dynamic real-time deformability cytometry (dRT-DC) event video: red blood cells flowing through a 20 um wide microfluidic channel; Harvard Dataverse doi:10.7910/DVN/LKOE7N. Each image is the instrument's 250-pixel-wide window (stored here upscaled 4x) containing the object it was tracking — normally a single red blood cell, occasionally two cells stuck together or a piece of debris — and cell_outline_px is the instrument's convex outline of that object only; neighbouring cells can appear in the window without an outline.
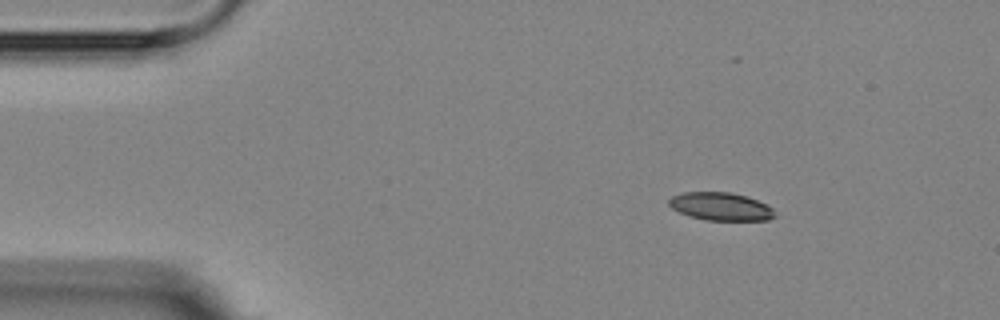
{"species": "Egyptian fruit bat (a non-hibernating species)", "species_latin": "Rousettus aegyptiacus", "temperature_condition": "room temperature", "stored_images_in_passage": 9, "camera_frame_rate_fps": 3000, "um_per_image_px": 0.085, "animal": {"sex": "female"}, "frame": {"image": 1, "passage_image": 1, "time_ms": 0.0, "image_size_px": [1000, 320], "cell_outline_px": [[776, 216], [768, 220], [708, 220], [688, 216], [672, 208], [668, 204], [668, 200], [672, 196], [684, 192], [732, 192], [748, 196], [772, 208]], "centroid_in_image_um": [61.25, 17.54], "position_along_channel_um": 23.8, "area_um2": 17.22}}
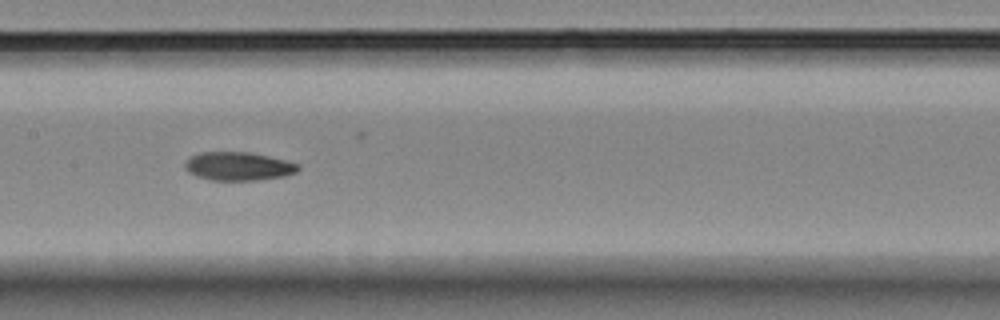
{"frame": {"image": 2, "passage_image": 6, "time_ms": 6.333, "image_size_px": [1000, 320], "cell_outline_px": [[300, 168], [296, 172], [284, 176], [256, 180], [212, 180], [196, 176], [188, 172], [184, 168], [184, 164], [192, 156], [200, 152], [248, 152], [268, 156], [300, 164]], "centroid_in_image_um": [20.26, 14.13], "position_along_channel_um": 187.1, "area_um2": 18.67}}
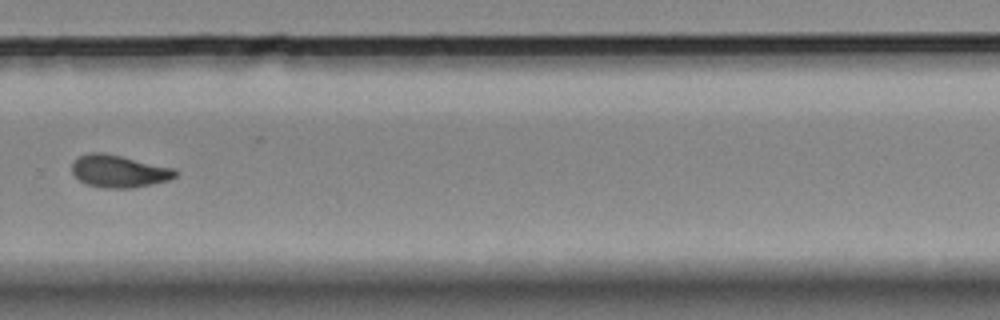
{"frame": {"image": 3, "passage_image": 9, "time_ms": 10.0, "image_size_px": [1000, 320], "cell_outline_px": [[176, 176], [168, 180], [152, 184], [132, 188], [104, 188], [88, 184], [80, 180], [72, 172], [72, 164], [80, 156], [88, 152], [104, 152], [172, 168], [176, 172]], "centroid_in_image_um": [10.08, 14.55], "position_along_channel_um": 319.7, "area_um2": 19.19}}